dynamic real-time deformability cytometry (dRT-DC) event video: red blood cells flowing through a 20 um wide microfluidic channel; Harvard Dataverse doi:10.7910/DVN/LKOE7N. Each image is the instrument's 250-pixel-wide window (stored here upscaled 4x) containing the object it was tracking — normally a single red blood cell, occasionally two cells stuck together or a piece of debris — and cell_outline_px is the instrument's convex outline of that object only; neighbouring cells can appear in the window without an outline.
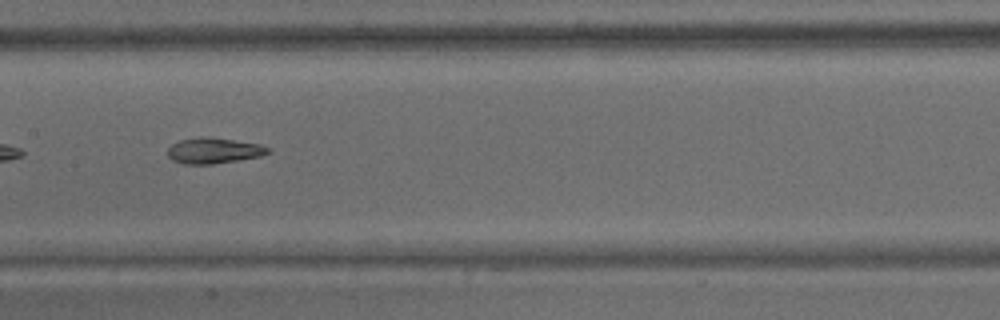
{"species": "common noctule bat (a hibernating species)", "species_latin": "Nyctalus noctula", "temperature_condition": "warm", "stored_images_in_passage": 43, "camera_frame_rate_fps": 3000, "um_per_image_px": 0.085, "animal": {"sex": "male", "body_mass_g": 15.6}, "frame": {"image": 1, "passage_image": 13, "time_ms": 4.0, "image_size_px": [1000, 320], "cell_outline_px": [[268, 152], [260, 156], [212, 164], [184, 164], [172, 160], [168, 156], [168, 148], [172, 144], [180, 140], [200, 136], [208, 136], [260, 144], [268, 148]], "centroid_in_image_um": [18.11, 12.79], "position_along_channel_um": 189.3, "area_um2": 14.91}}
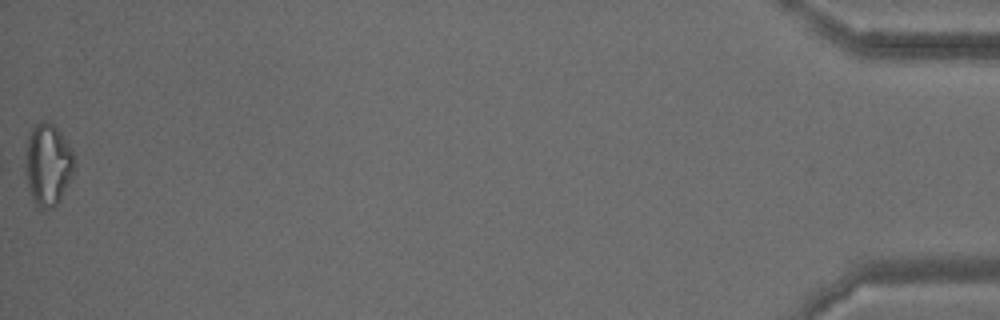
{"frame": {"image": 2, "passage_image": 43, "time_ms": 14.0, "image_size_px": [1000, 320], "cell_outline_px": [[72, 172], [60, 200], [52, 208], [40, 212], [28, 188], [24, 168], [24, 148], [28, 136], [32, 128], [40, 120], [48, 120], [60, 132], [72, 148]], "centroid_in_image_um": [4.0, 13.98], "position_along_channel_um": 431.2, "area_um2": 23.52}, "authors_computed_cell_mechanics": {"area_um2": 15.7216, "velocity_mm_per_s": 3.4207, "shape_relaxation_time_tau1_ms": null, "shape_relaxation_time_tau2_ms": 3.9898, "deformation_change_tau1": null, "deformation_change_tau2": 0.1178}}